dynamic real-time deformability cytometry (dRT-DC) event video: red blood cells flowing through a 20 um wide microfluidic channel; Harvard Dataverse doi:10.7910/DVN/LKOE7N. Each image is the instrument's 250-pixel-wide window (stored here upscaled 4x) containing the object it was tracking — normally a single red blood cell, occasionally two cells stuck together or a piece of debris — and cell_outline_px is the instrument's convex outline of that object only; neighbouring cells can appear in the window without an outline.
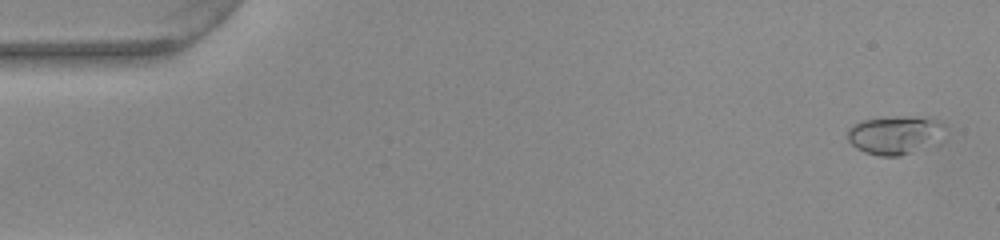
{"species": "common noctule bat (a hibernating species)", "species_latin": "Nyctalus noctula", "temperature_condition": "warm", "stored_images_in_passage": 52, "camera_frame_rate_fps": 3000, "um_per_image_px": 0.085, "animal": {"sex": "female", "body_mass_g": 22.0, "forearm_length_mm": 56.7}, "frame": {"image": 1, "passage_image": 2, "time_ms": 0.333, "image_size_px": [1000, 240], "cell_outline_px": [[944, 124], [912, 152], [900, 156], [880, 156], [864, 152], [856, 148], [848, 140], [848, 128], [852, 124], [864, 120], [896, 116], [916, 116]], "centroid_in_image_um": [75.77, 11.45], "position_along_channel_um": 9.2, "area_um2": 20.06}}
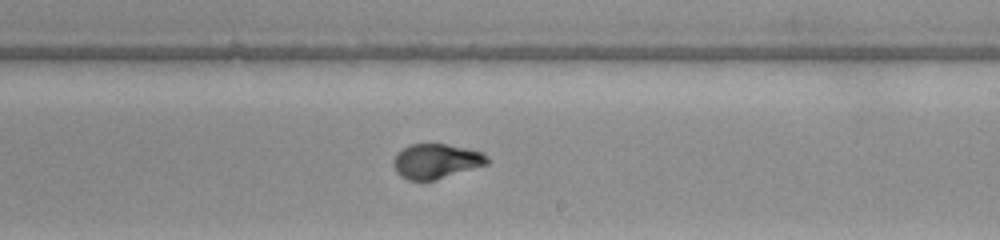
{"frame": {"image": 2, "passage_image": 31, "time_ms": 10.0, "image_size_px": [1000, 240], "cell_outline_px": [[492, 160], [488, 164], [436, 180], [408, 180], [400, 176], [396, 172], [392, 164], [392, 160], [396, 152], [412, 144], [444, 144], [464, 148], [480, 152]], "centroid_in_image_um": [37.04, 13.71], "position_along_channel_um": 252.0, "area_um2": 19.02}}
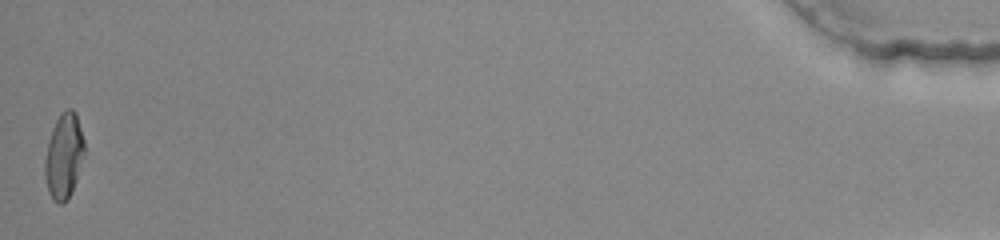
{"frame": {"image": 3, "passage_image": 52, "time_ms": 17.0, "image_size_px": [1000, 240], "cell_outline_px": [[84, 152], [76, 180], [64, 204], [60, 204], [52, 200], [48, 192], [44, 172], [44, 164], [48, 140], [52, 128], [60, 112], [64, 108], [72, 108], [76, 112], [84, 140]], "centroid_in_image_um": [5.41, 13.21], "position_along_channel_um": 429.8, "area_um2": 19.65}, "authors_computed_cell_mechanics": {"area_um2": 18.9295, "velocity_mm_per_s": 3.9331, "shape_relaxation_time_tau1_ms": 5.5973, "shape_relaxation_time_tau2_ms": null, "deformation_change_tau1": 0.2253, "deformation_change_tau2": null}}